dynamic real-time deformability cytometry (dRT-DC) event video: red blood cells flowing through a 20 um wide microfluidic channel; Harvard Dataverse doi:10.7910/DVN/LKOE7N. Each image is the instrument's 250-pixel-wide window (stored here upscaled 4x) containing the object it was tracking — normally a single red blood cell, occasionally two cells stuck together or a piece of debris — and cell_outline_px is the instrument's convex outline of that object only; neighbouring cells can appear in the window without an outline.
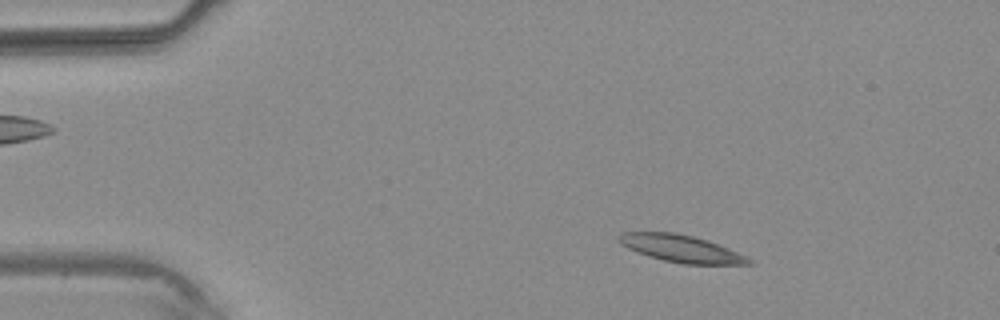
{"species": "common noctule bat (a hibernating species)", "species_latin": "Nyctalus noctula", "temperature_condition": "warm", "stored_images_in_passage": 2, "camera_frame_rate_fps": 3000, "um_per_image_px": 0.085, "animal": {"sex": "male", "body_mass_g": 20.4}, "frame": {"image": 1, "passage_image": 1, "time_ms": 0.0, "image_size_px": [1000, 320], "cell_outline_px": [[756, 264], [684, 264], [664, 260], [648, 256], [636, 252], [620, 244], [616, 240], [616, 236], [620, 232], [672, 232], [692, 236], [708, 240], [748, 256]], "centroid_in_image_um": [57.87, 21.12], "position_along_channel_um": 27.1, "area_um2": 20.75}}